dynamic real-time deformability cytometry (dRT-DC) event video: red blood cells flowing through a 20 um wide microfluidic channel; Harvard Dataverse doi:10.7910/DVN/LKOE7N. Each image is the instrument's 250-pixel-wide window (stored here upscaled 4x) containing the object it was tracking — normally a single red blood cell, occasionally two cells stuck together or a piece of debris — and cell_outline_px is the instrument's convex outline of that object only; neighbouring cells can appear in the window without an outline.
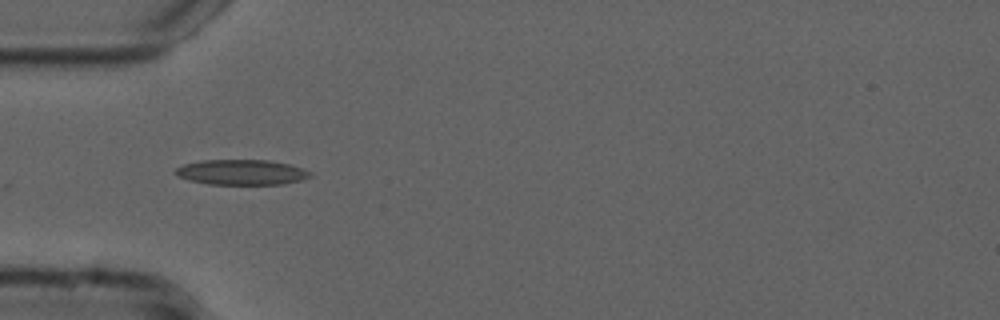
{"species": "common noctule bat (a hibernating species)", "species_latin": "Nyctalus noctula", "temperature_condition": "cold", "stored_images_in_passage": 4, "camera_frame_rate_fps": 3000, "um_per_image_px": 0.085, "animal": {"sex": "male", "forearm_length_mm": 52.5}, "frame": {"image": 1, "passage_image": 1, "time_ms": 0.0, "image_size_px": [1000, 320], "cell_outline_px": [[312, 176], [300, 180], [284, 184], [208, 184], [188, 180], [176, 176], [172, 172], [176, 168], [184, 164], [200, 160], [268, 160], [288, 164], [312, 172]], "centroid_in_image_um": [20.48, 14.64], "position_along_channel_um": 64.5, "area_um2": 19.88}}